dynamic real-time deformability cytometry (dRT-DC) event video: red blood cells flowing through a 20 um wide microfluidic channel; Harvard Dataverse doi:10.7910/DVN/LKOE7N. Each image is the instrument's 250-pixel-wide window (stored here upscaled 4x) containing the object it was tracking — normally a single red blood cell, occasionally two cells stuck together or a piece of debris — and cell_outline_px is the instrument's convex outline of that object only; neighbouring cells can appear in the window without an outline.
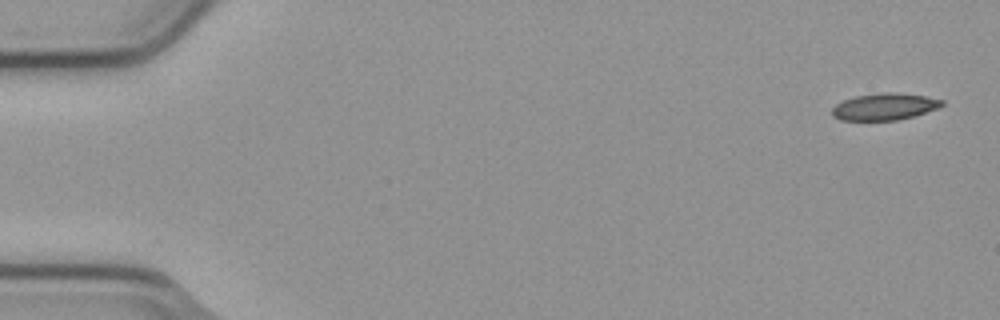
{"species": "common noctule bat (a hibernating species)", "species_latin": "Nyctalus noctula", "temperature_condition": "cold", "stored_images_in_passage": 5, "camera_frame_rate_fps": 3000, "um_per_image_px": 0.085, "animal": {"sex": "male", "body_mass_g": 23.1, "forearm_length_mm": 52.7}, "frame": {"image": 1, "passage_image": 1, "time_ms": 0.0, "image_size_px": [1000, 320], "cell_outline_px": [[944, 104], [936, 108], [916, 116], [896, 120], [840, 120], [832, 116], [832, 108], [836, 104], [844, 100], [856, 96], [884, 92], [892, 92], [924, 96], [944, 100]], "centroid_in_image_um": [75.17, 9.07], "position_along_channel_um": 9.8, "area_um2": 17.05}}
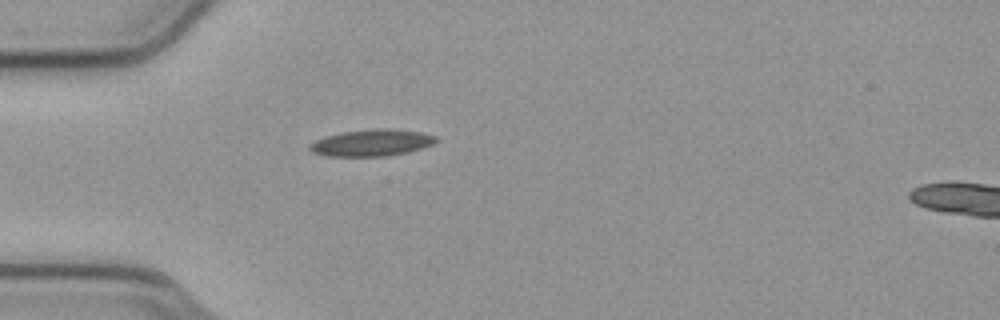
{"frame": {"image": 2, "passage_image": 5, "time_ms": 1.333, "image_size_px": [1000, 320], "cell_outline_px": [[436, 140], [432, 144], [408, 152], [388, 156], [324, 156], [312, 152], [308, 148], [316, 140], [328, 136], [344, 132], [376, 128], [388, 128], [420, 132], [436, 136]], "centroid_in_image_um": [31.59, 12.14], "position_along_channel_um": 53.4, "area_um2": 19.36}}